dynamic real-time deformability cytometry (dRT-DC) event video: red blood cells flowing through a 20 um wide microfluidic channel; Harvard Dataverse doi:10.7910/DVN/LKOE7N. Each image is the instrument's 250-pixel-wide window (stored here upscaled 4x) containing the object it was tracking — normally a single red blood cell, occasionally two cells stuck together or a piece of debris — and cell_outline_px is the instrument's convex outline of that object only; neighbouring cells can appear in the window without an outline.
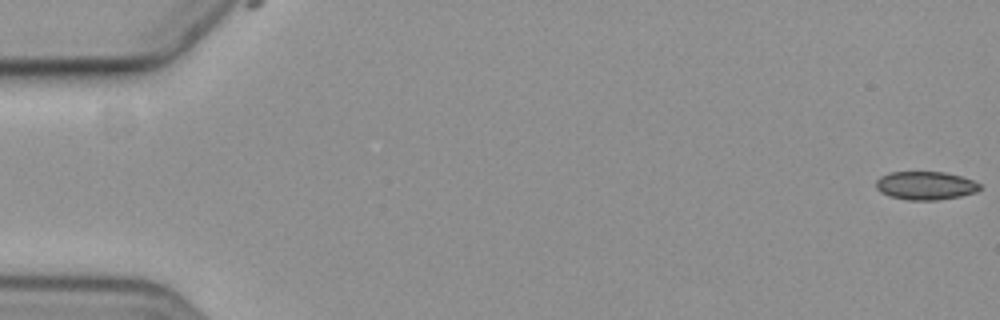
{"species": "common noctule bat (a hibernating species)", "species_latin": "Nyctalus noctula", "temperature_condition": "cold", "stored_images_in_passage": 6, "camera_frame_rate_fps": 3000, "um_per_image_px": 0.085, "animal": {"sex": "female", "body_mass_g": 19.3, "forearm_length_mm": 54.1}, "frame": {"image": 1, "passage_image": 1, "time_ms": 0.0, "image_size_px": [1000, 320], "cell_outline_px": [[980, 188], [976, 192], [960, 196], [936, 200], [908, 200], [888, 196], [880, 192], [876, 188], [876, 180], [880, 176], [888, 172], [944, 172], [960, 176], [972, 180], [980, 184]], "centroid_in_image_um": [78.62, 15.77], "position_along_channel_um": 6.4, "area_um2": 17.17}}
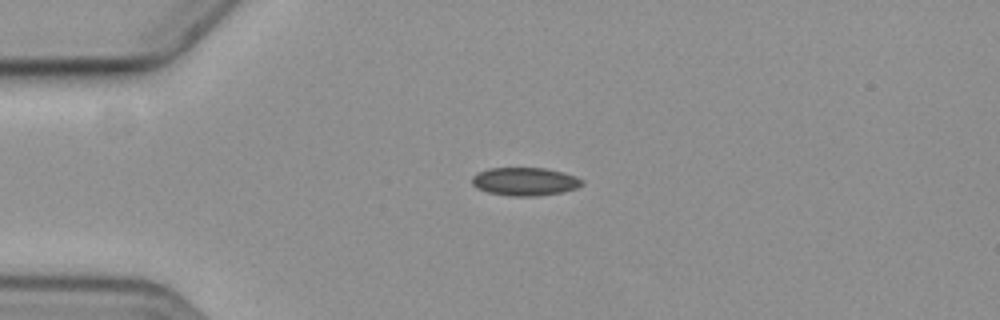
{"frame": {"image": 2, "passage_image": 5, "time_ms": 4.667, "image_size_px": [1000, 320], "cell_outline_px": [[584, 184], [576, 188], [560, 192], [536, 196], [512, 196], [488, 192], [476, 188], [472, 184], [472, 176], [476, 172], [488, 168], [548, 168], [564, 172], [576, 176], [584, 180]], "centroid_in_image_um": [44.61, 15.41], "position_along_channel_um": 40.4, "area_um2": 18.21}}